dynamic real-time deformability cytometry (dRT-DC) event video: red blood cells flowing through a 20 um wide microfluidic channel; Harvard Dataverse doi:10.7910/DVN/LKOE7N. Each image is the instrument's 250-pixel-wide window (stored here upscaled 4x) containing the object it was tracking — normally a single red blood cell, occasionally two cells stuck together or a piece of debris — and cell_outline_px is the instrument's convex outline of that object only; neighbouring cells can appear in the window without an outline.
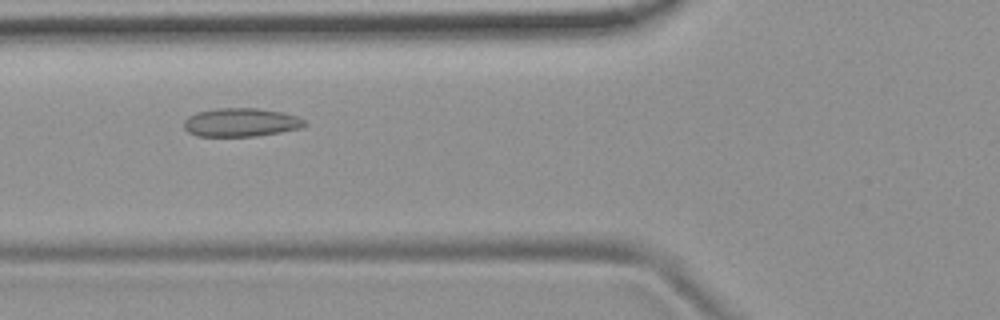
{"species": "common noctule bat (a hibernating species)", "species_latin": "Nyctalus noctula", "temperature_condition": "room temperature", "stored_images_in_passage": 32, "camera_frame_rate_fps": 3000, "um_per_image_px": 0.085, "animal": {"sex": "female", "body_mass_g": 19.9}, "frame": {"image": 1, "passage_image": 6, "time_ms": 1.667, "image_size_px": [1000, 320], "cell_outline_px": [[308, 124], [300, 128], [280, 132], [256, 136], [196, 136], [188, 132], [184, 128], [184, 120], [188, 116], [196, 112], [220, 108], [256, 108], [280, 112], [296, 116], [304, 120]], "centroid_in_image_um": [20.45, 10.41], "position_along_channel_um": 105.4, "area_um2": 20.0}}
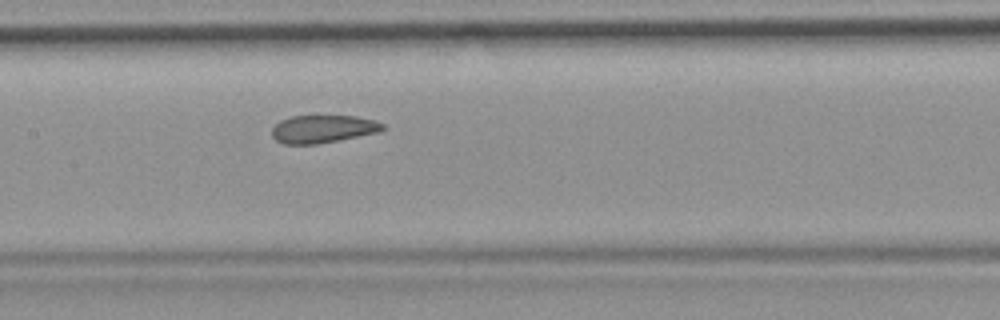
{"frame": {"image": 2, "passage_image": 12, "time_ms": 3.667, "image_size_px": [1000, 320], "cell_outline_px": [[384, 128], [380, 132], [316, 144], [284, 144], [276, 140], [272, 136], [272, 128], [280, 120], [292, 116], [356, 116], [376, 120], [384, 124]], "centroid_in_image_um": [27.45, 10.96], "position_along_channel_um": 179.9, "area_um2": 17.92}}
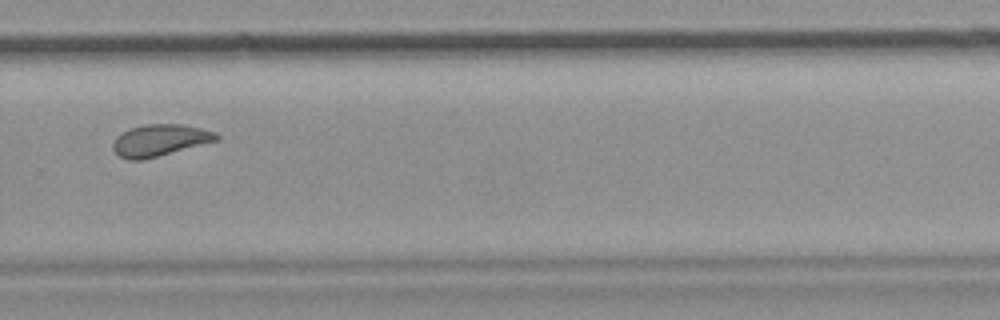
{"frame": {"image": 3, "passage_image": 23, "time_ms": 7.333, "image_size_px": [1000, 320], "cell_outline_px": [[220, 140], [144, 160], [128, 160], [120, 156], [112, 148], [112, 144], [116, 136], [128, 128], [144, 124], [184, 124], [216, 132], [220, 136]], "centroid_in_image_um": [13.6, 11.92], "position_along_channel_um": 316.2, "area_um2": 19.42}, "authors_computed_cell_mechanics": {"area_um2": 18.9584, "velocity_mm_per_s": 3.7202, "shape_relaxation_time_tau1_ms": null, "shape_relaxation_time_tau2_ms": 1.2845, "deformation_change_tau1": null, "deformation_change_tau2": 0.0718}}